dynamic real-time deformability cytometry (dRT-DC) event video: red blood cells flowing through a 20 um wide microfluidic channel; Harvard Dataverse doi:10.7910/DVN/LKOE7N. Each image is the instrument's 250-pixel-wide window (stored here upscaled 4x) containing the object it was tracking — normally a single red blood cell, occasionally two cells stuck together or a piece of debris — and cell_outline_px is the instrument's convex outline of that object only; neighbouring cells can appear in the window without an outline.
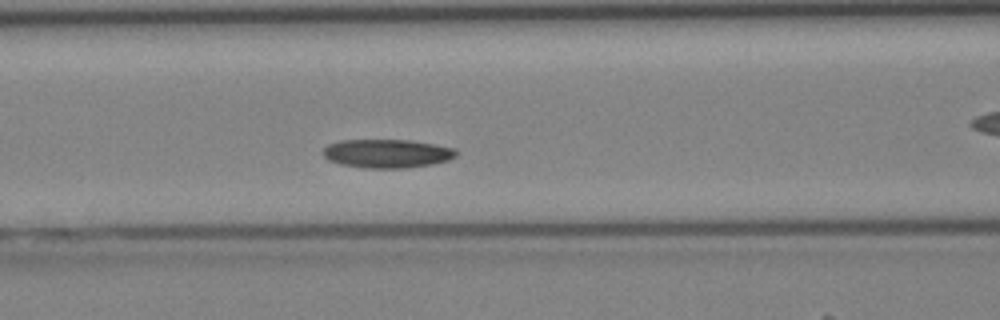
{"species": "Egyptian fruit bat (a non-hibernating species)", "species_latin": "Rousettus aegyptiacus", "temperature_condition": "cold", "stored_images_in_passage": 30, "camera_frame_rate_fps": 3000, "um_per_image_px": 0.085, "animal": {"sex": "female"}, "frame": {"image": 1, "passage_image": 5, "time_ms": 1.333, "image_size_px": [1000, 320], "cell_outline_px": [[460, 152], [456, 156], [448, 160], [432, 164], [404, 168], [364, 168], [340, 164], [328, 160], [324, 156], [324, 148], [328, 144], [340, 140], [412, 140], [436, 144], [456, 148]], "centroid_in_image_um": [32.94, 13.04], "position_along_channel_um": 133.7, "area_um2": 22.43}}